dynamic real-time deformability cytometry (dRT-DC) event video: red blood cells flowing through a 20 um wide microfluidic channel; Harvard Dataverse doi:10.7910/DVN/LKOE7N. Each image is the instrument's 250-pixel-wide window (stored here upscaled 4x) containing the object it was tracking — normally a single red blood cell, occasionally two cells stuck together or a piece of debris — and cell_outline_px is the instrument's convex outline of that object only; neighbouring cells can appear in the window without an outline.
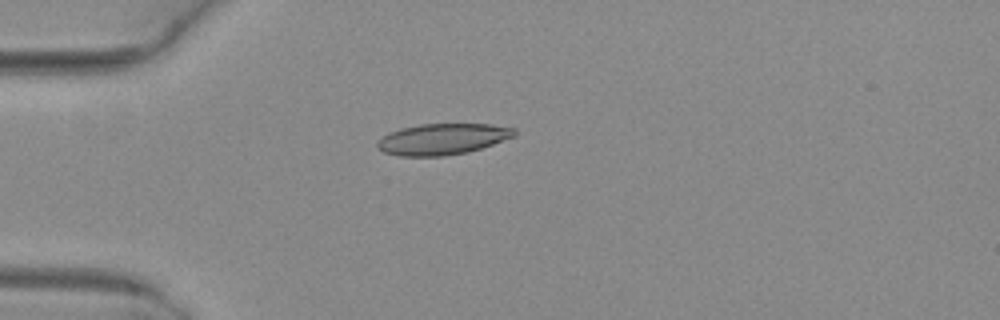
{"species": "common noctule bat (a hibernating species)", "species_latin": "Nyctalus noctula", "temperature_condition": "warm", "stored_images_in_passage": 3, "camera_frame_rate_fps": 3000, "um_per_image_px": 0.085, "animal": {"sex": "female", "body_mass_g": 29.2, "forearm_length_mm": 56.3}, "frame": {"image": 1, "passage_image": 3, "time_ms": 0.667, "image_size_px": [1000, 320], "cell_outline_px": [[516, 136], [468, 152], [444, 156], [400, 156], [384, 152], [376, 148], [376, 140], [388, 132], [400, 128], [420, 124], [492, 124], [516, 128]], "centroid_in_image_um": [37.58, 11.82], "position_along_channel_um": 47.4, "area_um2": 25.09}}